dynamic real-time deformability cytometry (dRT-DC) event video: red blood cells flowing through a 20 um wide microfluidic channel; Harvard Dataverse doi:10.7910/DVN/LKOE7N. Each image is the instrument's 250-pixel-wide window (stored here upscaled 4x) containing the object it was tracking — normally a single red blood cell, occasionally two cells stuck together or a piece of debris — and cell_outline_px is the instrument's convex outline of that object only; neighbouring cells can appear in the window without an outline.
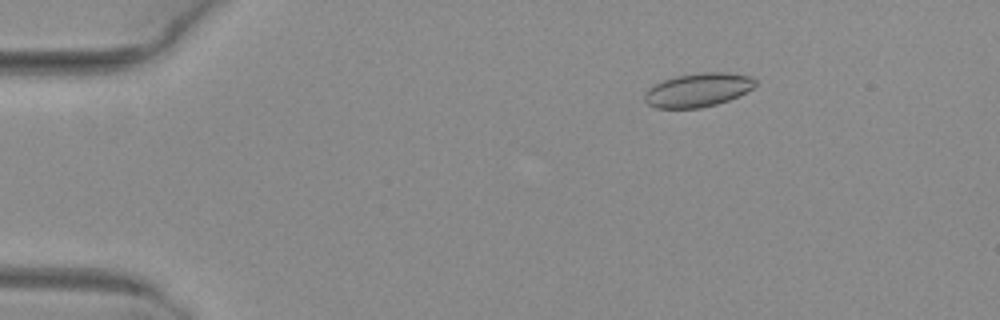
{"species": "common noctule bat (a hibernating species)", "species_latin": "Nyctalus noctula", "temperature_condition": "warm", "stored_images_in_passage": 4, "camera_frame_rate_fps": 3000, "um_per_image_px": 0.085, "animal": {"sex": "female", "body_mass_g": 29.2, "forearm_length_mm": 56.3}, "frame": {"image": 1, "passage_image": 1, "time_ms": 0.0, "image_size_px": [1000, 320], "cell_outline_px": [[756, 84], [752, 88], [728, 100], [716, 104], [700, 108], [656, 108], [648, 104], [644, 100], [644, 96], [648, 88], [664, 80], [676, 76], [696, 72], [728, 72], [752, 76], [756, 80]], "centroid_in_image_um": [59.32, 7.63], "position_along_channel_um": 25.7, "area_um2": 21.73}}
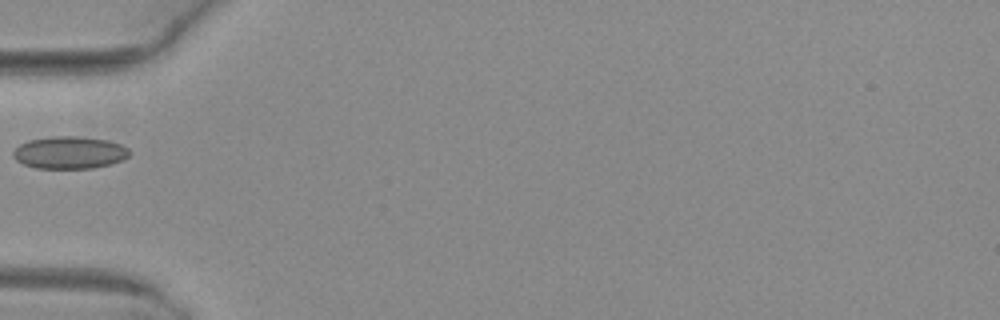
{"frame": {"image": 2, "passage_image": 4, "time_ms": 1.0, "image_size_px": [1000, 320], "cell_outline_px": [[132, 152], [124, 160], [92, 168], [36, 168], [24, 164], [16, 160], [12, 156], [12, 152], [20, 144], [28, 140], [52, 136], [80, 136], [108, 140], [120, 144], [128, 148]], "centroid_in_image_um": [5.92, 12.96], "position_along_channel_um": 79.1, "area_um2": 22.02}}